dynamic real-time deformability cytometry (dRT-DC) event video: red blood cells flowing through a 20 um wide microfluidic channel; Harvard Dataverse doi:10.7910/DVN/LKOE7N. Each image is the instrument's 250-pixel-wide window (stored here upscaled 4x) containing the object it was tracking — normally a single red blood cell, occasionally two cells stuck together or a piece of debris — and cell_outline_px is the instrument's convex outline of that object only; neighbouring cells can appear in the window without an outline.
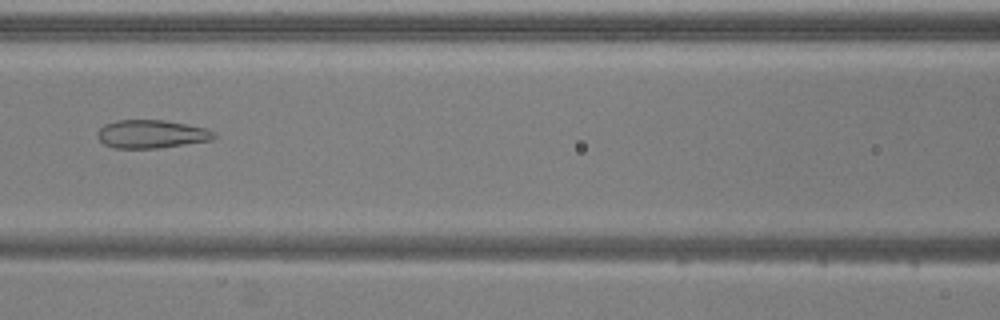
{"species": "common noctule bat (a hibernating species)", "species_latin": "Nyctalus noctula", "temperature_condition": "warm", "stored_images_in_passage": 53, "camera_frame_rate_fps": 3000, "um_per_image_px": 0.085, "animal": {"sex": "male", "body_mass_g": 20.5, "forearm_length_mm": 52.5}, "frame": {"image": 1, "passage_image": 23, "time_ms": 7.333, "image_size_px": [1000, 320], "cell_outline_px": [[216, 136], [212, 140], [156, 148], [112, 148], [104, 144], [96, 136], [96, 132], [104, 124], [116, 120], [164, 120], [204, 128], [216, 132]], "centroid_in_image_um": [12.82, 11.39], "position_along_channel_um": 153.8, "area_um2": 19.13}}
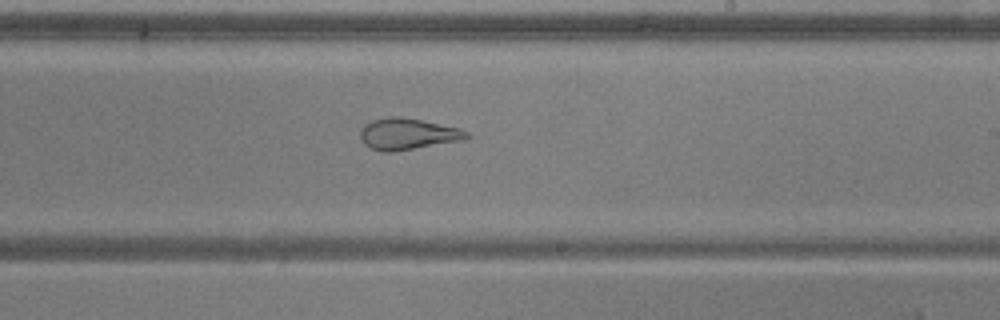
{"frame": {"image": 2, "passage_image": 31, "time_ms": 10.0, "image_size_px": [1000, 320], "cell_outline_px": [[472, 136], [464, 140], [392, 152], [384, 152], [372, 148], [364, 144], [360, 136], [360, 128], [364, 124], [372, 120], [388, 116], [400, 116], [460, 128], [468, 132]], "centroid_in_image_um": [34.65, 11.38], "position_along_channel_um": 254.3, "area_um2": 19.54}}
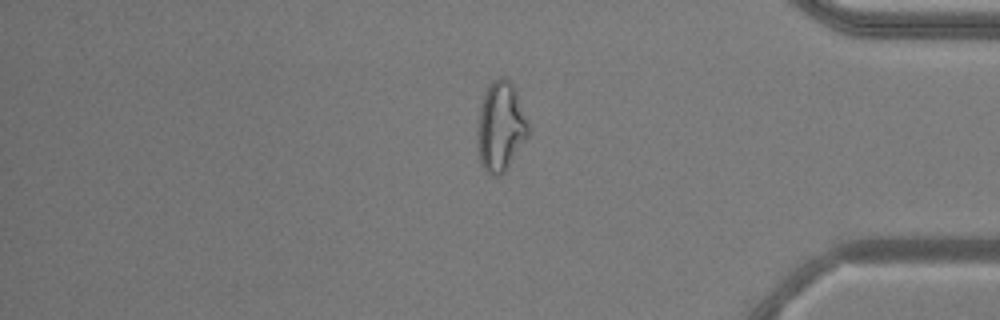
{"frame": {"image": 3, "passage_image": 44, "time_ms": 14.333, "image_size_px": [1000, 320], "cell_outline_px": [[532, 132], [508, 168], [500, 176], [492, 176], [480, 164], [476, 140], [476, 136], [480, 108], [488, 84], [492, 80], [500, 76], [504, 76], [512, 84], [516, 92], [532, 128]], "centroid_in_image_um": [42.58, 10.79], "position_along_channel_um": 392.6, "area_um2": 27.22}, "authors_computed_cell_mechanics": {"area_um2": 26.588, "velocity_mm_per_s": 3.7799, "shape_relaxation_time_tau1_ms": null, "shape_relaxation_time_tau2_ms": 0.9867, "deformation_change_tau1": null, "deformation_change_tau2": 0.0921}}